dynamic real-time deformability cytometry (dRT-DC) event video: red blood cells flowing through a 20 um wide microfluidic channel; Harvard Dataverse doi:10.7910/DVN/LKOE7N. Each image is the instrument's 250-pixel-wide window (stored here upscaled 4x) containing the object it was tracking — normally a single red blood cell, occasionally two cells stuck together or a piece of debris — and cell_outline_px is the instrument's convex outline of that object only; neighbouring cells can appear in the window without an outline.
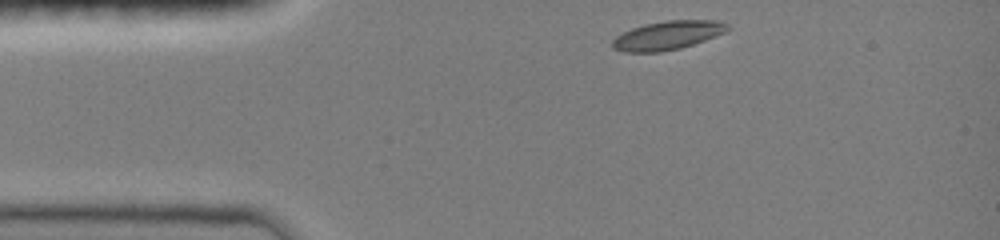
{"species": "common noctule bat (a hibernating species)", "species_latin": "Nyctalus noctula", "temperature_condition": "room temperature", "stored_images_in_passage": 35, "camera_frame_rate_fps": 3000, "um_per_image_px": 0.085, "animal": {"sex": "female", "body_mass_g": 19.0, "forearm_length_mm": 51.5}, "frame": {"image": 1, "passage_image": 1, "time_ms": 0.0, "image_size_px": [1000, 240], "cell_outline_px": [[732, 28], [724, 32], [704, 40], [680, 48], [660, 52], [624, 52], [612, 48], [612, 40], [616, 36], [632, 28], [644, 24], [664, 20], [720, 20], [728, 24]], "centroid_in_image_um": [56.74, 2.99], "position_along_channel_um": 28.3, "area_um2": 19.31}}
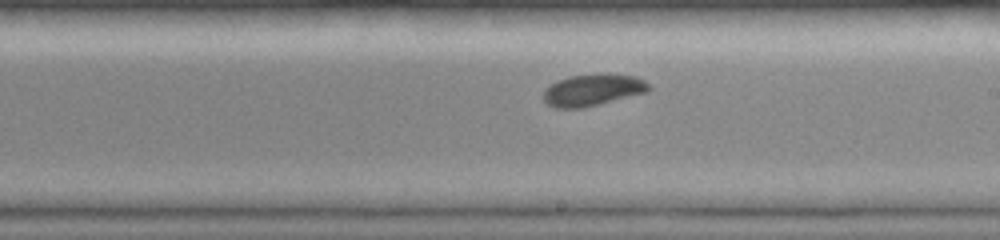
{"frame": {"image": 2, "passage_image": 20, "time_ms": 6.333, "image_size_px": [1000, 240], "cell_outline_px": [[652, 88], [648, 92], [580, 108], [556, 108], [548, 104], [544, 100], [544, 88], [556, 80], [568, 76], [636, 76], [644, 80]], "centroid_in_image_um": [50.34, 7.68], "position_along_channel_um": 238.7, "area_um2": 18.79}}
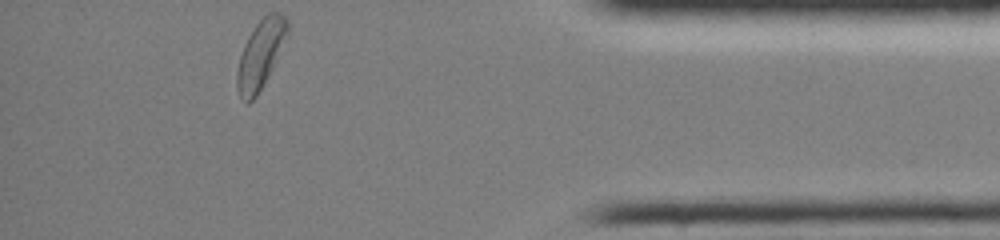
{"frame": {"image": 3, "passage_image": 35, "time_ms": 11.333, "image_size_px": [1000, 240], "cell_outline_px": [[288, 32], [272, 68], [256, 96], [248, 104], [244, 104], [236, 88], [236, 72], [240, 56], [244, 44], [248, 36], [256, 24], [268, 12], [280, 12], [288, 20]], "centroid_in_image_um": [22.11, 4.62], "position_along_channel_um": 413.1, "area_um2": 19.88}, "authors_computed_cell_mechanics": {"area_um2": 19.4208, "velocity_mm_per_s": 4.0126, "shape_relaxation_time_tau1_ms": 2.9621, "shape_relaxation_time_tau2_ms": 6.5492, "deformation_change_tau1": 0.1016, "deformation_change_tau2": 0.098}}